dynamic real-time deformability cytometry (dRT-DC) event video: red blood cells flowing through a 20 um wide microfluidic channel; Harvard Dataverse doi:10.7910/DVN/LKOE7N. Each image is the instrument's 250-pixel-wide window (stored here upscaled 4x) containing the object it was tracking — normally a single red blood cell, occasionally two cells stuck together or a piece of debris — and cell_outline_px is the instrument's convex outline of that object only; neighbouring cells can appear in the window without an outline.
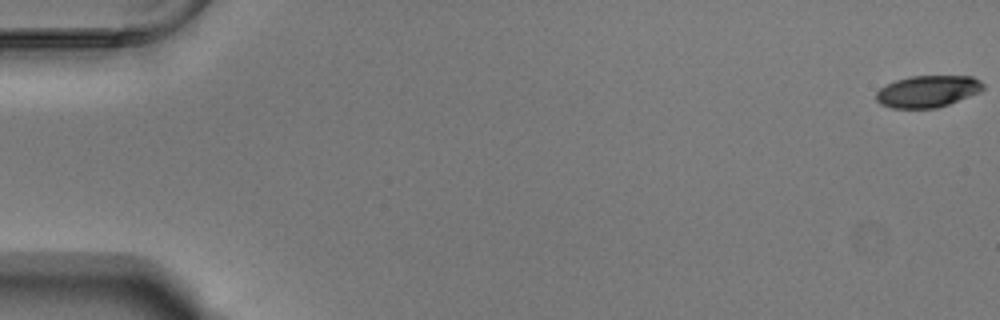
{"species": "Egyptian fruit bat (a non-hibernating species)", "species_latin": "Rousettus aegyptiacus", "temperature_condition": "warm", "stored_images_in_passage": 55, "camera_frame_rate_fps": 3000, "um_per_image_px": 0.085, "animal": {"sex": "male"}, "frame": {"image": 1, "passage_image": 1, "time_ms": 0.0, "image_size_px": [1000, 320], "cell_outline_px": [[984, 88], [980, 92], [948, 104], [936, 108], [892, 108], [880, 104], [876, 100], [876, 92], [880, 88], [896, 80], [912, 76], [972, 76], [980, 80], [984, 84]], "centroid_in_image_um": [78.86, 7.76], "position_along_channel_um": 6.1, "area_um2": 19.77}}
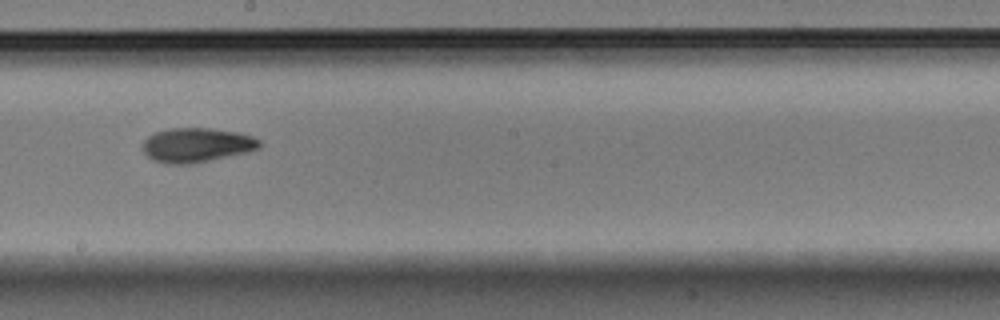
{"frame": {"image": 2, "passage_image": 32, "time_ms": 10.333, "image_size_px": [1000, 320], "cell_outline_px": [[264, 144], [260, 148], [244, 152], [208, 160], [188, 164], [168, 164], [156, 160], [148, 156], [144, 152], [144, 140], [148, 136], [156, 132], [168, 128], [212, 128], [240, 132], [252, 136], [260, 140]], "centroid_in_image_um": [16.75, 12.3], "position_along_channel_um": 231.5, "area_um2": 23.18}}
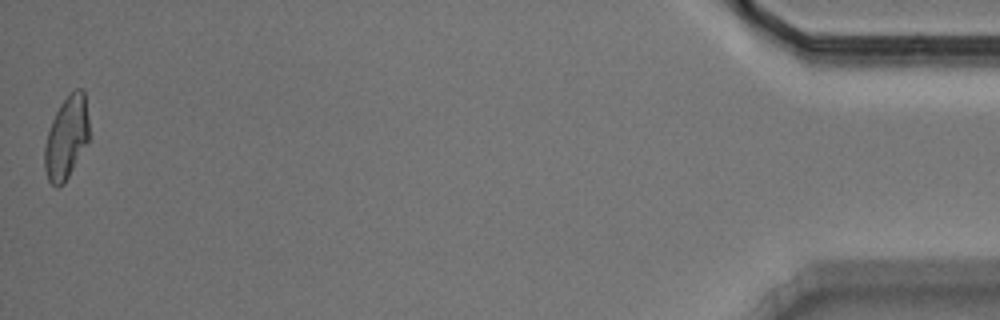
{"frame": {"image": 3, "passage_image": 55, "time_ms": 18.0, "image_size_px": [1000, 320], "cell_outline_px": [[88, 140], [64, 184], [56, 188], [48, 180], [44, 168], [44, 144], [52, 120], [60, 104], [76, 88], [84, 88], [88, 120]], "centroid_in_image_um": [5.63, 11.71], "position_along_channel_um": 429.6, "area_um2": 21.21}, "authors_computed_cell_mechanics": {"area_um2": 21.9062, "velocity_mm_per_s": 3.7667, "shape_relaxation_time_tau1_ms": 5.3459, "shape_relaxation_time_tau2_ms": 2.8867, "deformation_change_tau1": 0.1688, "deformation_change_tau2": 0.0924}}